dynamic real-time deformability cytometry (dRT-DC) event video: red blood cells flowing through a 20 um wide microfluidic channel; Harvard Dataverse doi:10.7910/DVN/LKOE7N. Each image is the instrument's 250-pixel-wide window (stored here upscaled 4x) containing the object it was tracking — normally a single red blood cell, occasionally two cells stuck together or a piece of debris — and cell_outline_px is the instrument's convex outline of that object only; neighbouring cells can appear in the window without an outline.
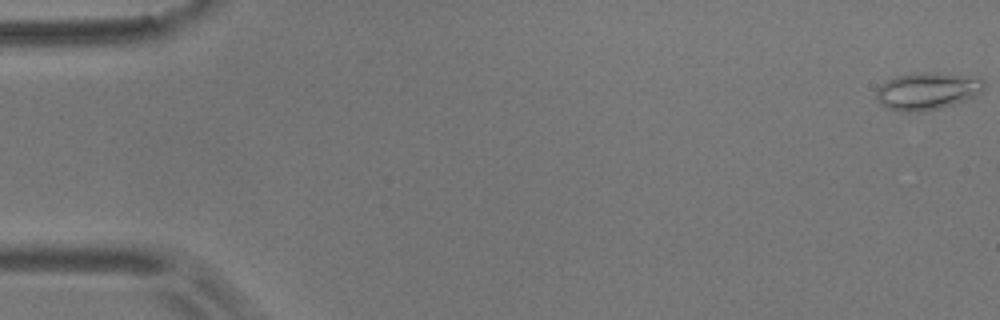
{"species": "common noctule bat (a hibernating species)", "species_latin": "Nyctalus noctula", "temperature_condition": "room temperature", "stored_images_in_passage": 56, "camera_frame_rate_fps": 3000, "um_per_image_px": 0.085, "animal": {"sex": "male", "body_mass_g": 17.9}, "frame": {"image": 1, "passage_image": 1, "time_ms": 0.0, "image_size_px": [1000, 320], "cell_outline_px": [[984, 88], [976, 96], [952, 104], [936, 108], [916, 112], [900, 112], [888, 108], [880, 104], [876, 96], [876, 88], [880, 84], [896, 76], [912, 72], [936, 72], [980, 76], [984, 80]], "centroid_in_image_um": [78.82, 7.7], "position_along_channel_um": 6.2, "area_um2": 23.76}}
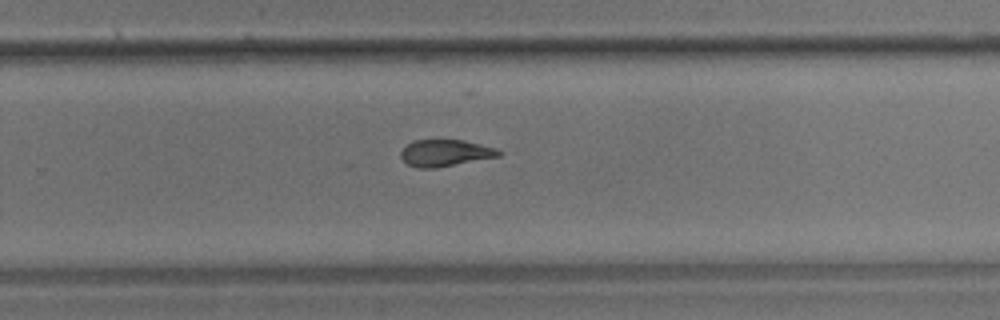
{"frame": {"image": 2, "passage_image": 37, "time_ms": 12.0, "image_size_px": [1000, 320], "cell_outline_px": [[504, 152], [500, 156], [436, 168], [416, 168], [408, 164], [400, 156], [400, 152], [412, 140], [464, 140], [496, 148]], "centroid_in_image_um": [37.86, 13.0], "position_along_channel_um": 291.9, "area_um2": 15.26}}
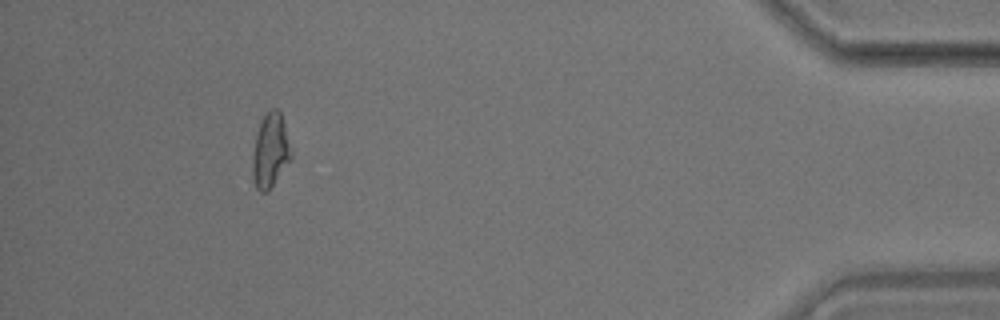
{"frame": {"image": 3, "passage_image": 52, "time_ms": 17.0, "image_size_px": [1000, 320], "cell_outline_px": [[292, 156], [268, 192], [260, 192], [256, 188], [252, 180], [252, 152], [260, 120], [268, 108], [276, 108], [280, 112], [284, 124], [292, 152]], "centroid_in_image_um": [22.95, 12.8], "position_along_channel_um": 412.3, "area_um2": 16.82}, "authors_computed_cell_mechanics": {"area_um2": 16.3574, "velocity_mm_per_s": 3.5951, "shape_relaxation_time_tau1_ms": null, "shape_relaxation_time_tau2_ms": 3.1509, "deformation_change_tau1": null, "deformation_change_tau2": 0.115}}